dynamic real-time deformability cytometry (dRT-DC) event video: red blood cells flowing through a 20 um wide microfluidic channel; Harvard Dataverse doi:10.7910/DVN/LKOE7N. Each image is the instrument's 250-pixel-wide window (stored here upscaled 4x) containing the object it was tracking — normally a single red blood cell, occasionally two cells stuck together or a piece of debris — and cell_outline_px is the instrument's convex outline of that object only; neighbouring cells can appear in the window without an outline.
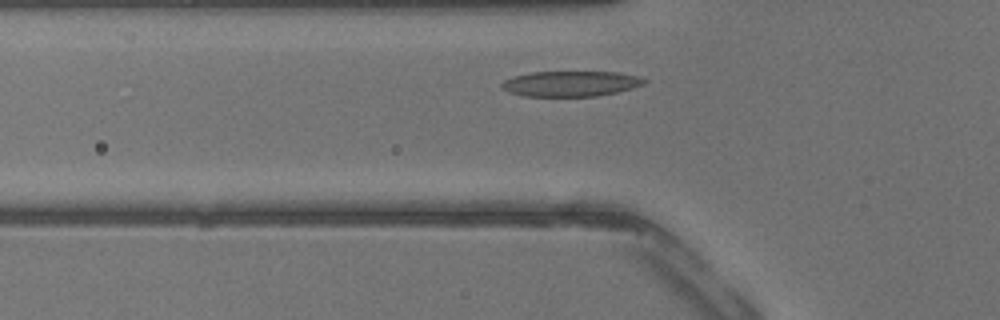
{"species": "common noctule bat (a hibernating species)", "species_latin": "Nyctalus noctula", "temperature_condition": "warm", "stored_images_in_passage": 26, "camera_frame_rate_fps": 3000, "um_per_image_px": 0.085, "animal": {"sex": "male", "body_mass_g": 13.3}, "frame": {"image": 1, "passage_image": 5, "time_ms": 1.333, "image_size_px": [1000, 320], "cell_outline_px": [[648, 80], [644, 84], [632, 88], [616, 92], [596, 96], [524, 96], [508, 92], [500, 88], [500, 84], [504, 80], [512, 76], [532, 72], [616, 72], [640, 76]], "centroid_in_image_um": [48.48, 7.11], "position_along_channel_um": 77.3, "area_um2": 21.21}}
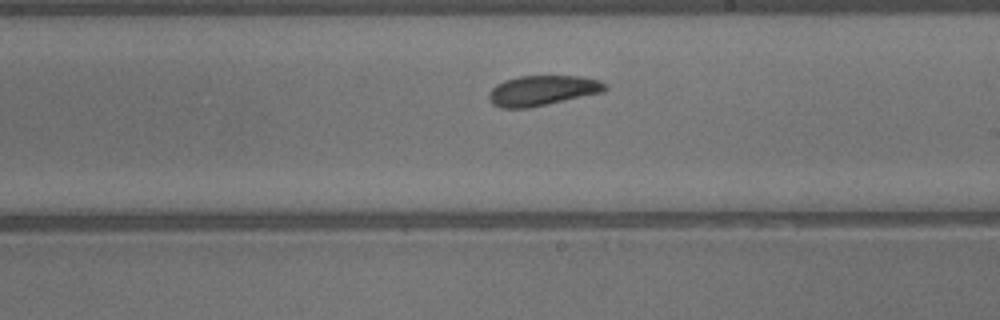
{"frame": {"image": 2, "passage_image": 15, "time_ms": 4.667, "image_size_px": [1000, 320], "cell_outline_px": [[608, 88], [604, 92], [528, 108], [500, 108], [492, 104], [488, 100], [488, 92], [496, 84], [504, 80], [520, 76], [584, 76], [600, 80], [608, 84]], "centroid_in_image_um": [46.11, 7.69], "position_along_channel_um": 242.9, "area_um2": 20.69}}
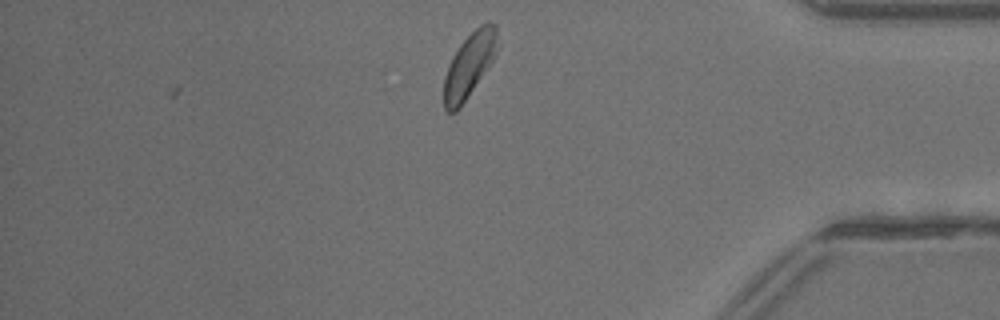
{"frame": {"image": 3, "passage_image": 26, "time_ms": 8.333, "image_size_px": [1000, 320], "cell_outline_px": [[500, 48], [460, 108], [456, 112], [448, 112], [444, 108], [444, 76], [452, 56], [460, 44], [480, 24], [488, 20], [496, 24], [500, 44]], "centroid_in_image_um": [39.92, 5.48], "position_along_channel_um": 395.3, "area_um2": 20.23}}